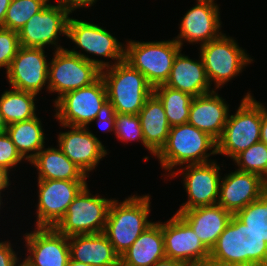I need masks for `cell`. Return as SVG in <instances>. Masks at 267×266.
<instances>
[{"mask_svg": "<svg viewBox=\"0 0 267 266\" xmlns=\"http://www.w3.org/2000/svg\"><path fill=\"white\" fill-rule=\"evenodd\" d=\"M181 52L175 57L169 77L164 84L190 94L192 97L214 91L200 55L198 59H191Z\"/></svg>", "mask_w": 267, "mask_h": 266, "instance_id": "obj_23", "label": "cell"}, {"mask_svg": "<svg viewBox=\"0 0 267 266\" xmlns=\"http://www.w3.org/2000/svg\"><path fill=\"white\" fill-rule=\"evenodd\" d=\"M33 229L23 234L27 254L22 261L28 266H66L70 259L68 237L55 227Z\"/></svg>", "mask_w": 267, "mask_h": 266, "instance_id": "obj_16", "label": "cell"}, {"mask_svg": "<svg viewBox=\"0 0 267 266\" xmlns=\"http://www.w3.org/2000/svg\"><path fill=\"white\" fill-rule=\"evenodd\" d=\"M182 47L173 38L164 41L126 40L125 61L141 72L153 86L164 84Z\"/></svg>", "mask_w": 267, "mask_h": 266, "instance_id": "obj_8", "label": "cell"}, {"mask_svg": "<svg viewBox=\"0 0 267 266\" xmlns=\"http://www.w3.org/2000/svg\"><path fill=\"white\" fill-rule=\"evenodd\" d=\"M235 216L267 242V190L258 200L245 206Z\"/></svg>", "mask_w": 267, "mask_h": 266, "instance_id": "obj_31", "label": "cell"}, {"mask_svg": "<svg viewBox=\"0 0 267 266\" xmlns=\"http://www.w3.org/2000/svg\"><path fill=\"white\" fill-rule=\"evenodd\" d=\"M47 4L45 0H11L2 28L18 32L33 15L41 11Z\"/></svg>", "mask_w": 267, "mask_h": 266, "instance_id": "obj_32", "label": "cell"}, {"mask_svg": "<svg viewBox=\"0 0 267 266\" xmlns=\"http://www.w3.org/2000/svg\"><path fill=\"white\" fill-rule=\"evenodd\" d=\"M101 78L108 101L118 114H138L153 93L146 77L125 60L101 70Z\"/></svg>", "mask_w": 267, "mask_h": 266, "instance_id": "obj_4", "label": "cell"}, {"mask_svg": "<svg viewBox=\"0 0 267 266\" xmlns=\"http://www.w3.org/2000/svg\"><path fill=\"white\" fill-rule=\"evenodd\" d=\"M162 234L167 258L185 266H208L210 251L178 214L164 223L162 221Z\"/></svg>", "mask_w": 267, "mask_h": 266, "instance_id": "obj_14", "label": "cell"}, {"mask_svg": "<svg viewBox=\"0 0 267 266\" xmlns=\"http://www.w3.org/2000/svg\"><path fill=\"white\" fill-rule=\"evenodd\" d=\"M37 96L34 93L14 88L6 89L0 95V112L7 125L36 117Z\"/></svg>", "mask_w": 267, "mask_h": 266, "instance_id": "obj_29", "label": "cell"}, {"mask_svg": "<svg viewBox=\"0 0 267 266\" xmlns=\"http://www.w3.org/2000/svg\"><path fill=\"white\" fill-rule=\"evenodd\" d=\"M215 2L216 0H196V5L183 15L179 34L173 37L182 48L184 42L202 45L224 33L221 30L220 5Z\"/></svg>", "mask_w": 267, "mask_h": 266, "instance_id": "obj_17", "label": "cell"}, {"mask_svg": "<svg viewBox=\"0 0 267 266\" xmlns=\"http://www.w3.org/2000/svg\"><path fill=\"white\" fill-rule=\"evenodd\" d=\"M35 227H55L87 181L37 179Z\"/></svg>", "mask_w": 267, "mask_h": 266, "instance_id": "obj_15", "label": "cell"}, {"mask_svg": "<svg viewBox=\"0 0 267 266\" xmlns=\"http://www.w3.org/2000/svg\"><path fill=\"white\" fill-rule=\"evenodd\" d=\"M11 241H0V266H17L22 261L14 251Z\"/></svg>", "mask_w": 267, "mask_h": 266, "instance_id": "obj_38", "label": "cell"}, {"mask_svg": "<svg viewBox=\"0 0 267 266\" xmlns=\"http://www.w3.org/2000/svg\"><path fill=\"white\" fill-rule=\"evenodd\" d=\"M212 155H217V141L187 122L170 128L166 144L155 159L168 172L163 176L169 177L178 166L213 161L209 158Z\"/></svg>", "mask_w": 267, "mask_h": 266, "instance_id": "obj_2", "label": "cell"}, {"mask_svg": "<svg viewBox=\"0 0 267 266\" xmlns=\"http://www.w3.org/2000/svg\"><path fill=\"white\" fill-rule=\"evenodd\" d=\"M67 39L72 40L77 48H80V52L77 48L68 50L70 53L79 55L90 63L95 64L101 70L111 67L118 62L125 60V45L121 43L116 36H113L111 32L101 27L94 22H87L86 20H78L73 17H69L67 26ZM83 52V53H82ZM86 52V53H84ZM88 54L94 56H101L104 59H111L114 62L108 60L103 61L99 59L91 58Z\"/></svg>", "mask_w": 267, "mask_h": 266, "instance_id": "obj_5", "label": "cell"}, {"mask_svg": "<svg viewBox=\"0 0 267 266\" xmlns=\"http://www.w3.org/2000/svg\"><path fill=\"white\" fill-rule=\"evenodd\" d=\"M36 168L37 179L86 181L88 177L57 147L42 148L29 162Z\"/></svg>", "mask_w": 267, "mask_h": 266, "instance_id": "obj_27", "label": "cell"}, {"mask_svg": "<svg viewBox=\"0 0 267 266\" xmlns=\"http://www.w3.org/2000/svg\"><path fill=\"white\" fill-rule=\"evenodd\" d=\"M9 175H10L9 171H7L3 167H0V194H2V192H5L7 188L9 189V186L11 185L10 183L11 176Z\"/></svg>", "mask_w": 267, "mask_h": 266, "instance_id": "obj_41", "label": "cell"}, {"mask_svg": "<svg viewBox=\"0 0 267 266\" xmlns=\"http://www.w3.org/2000/svg\"><path fill=\"white\" fill-rule=\"evenodd\" d=\"M65 10H67L71 15L72 12L76 11L80 8H88L92 7L94 4H96L97 0H57Z\"/></svg>", "mask_w": 267, "mask_h": 266, "instance_id": "obj_39", "label": "cell"}, {"mask_svg": "<svg viewBox=\"0 0 267 266\" xmlns=\"http://www.w3.org/2000/svg\"><path fill=\"white\" fill-rule=\"evenodd\" d=\"M8 125L4 120L2 113L0 112V134H4L7 132Z\"/></svg>", "mask_w": 267, "mask_h": 266, "instance_id": "obj_44", "label": "cell"}, {"mask_svg": "<svg viewBox=\"0 0 267 266\" xmlns=\"http://www.w3.org/2000/svg\"><path fill=\"white\" fill-rule=\"evenodd\" d=\"M7 134L25 160L24 162H30L42 148L46 147L47 138L38 115L32 119L8 125Z\"/></svg>", "mask_w": 267, "mask_h": 266, "instance_id": "obj_28", "label": "cell"}, {"mask_svg": "<svg viewBox=\"0 0 267 266\" xmlns=\"http://www.w3.org/2000/svg\"><path fill=\"white\" fill-rule=\"evenodd\" d=\"M11 3V0H0V27H3V22L6 17V12Z\"/></svg>", "mask_w": 267, "mask_h": 266, "instance_id": "obj_43", "label": "cell"}, {"mask_svg": "<svg viewBox=\"0 0 267 266\" xmlns=\"http://www.w3.org/2000/svg\"><path fill=\"white\" fill-rule=\"evenodd\" d=\"M20 47L18 32L0 27V69H9Z\"/></svg>", "mask_w": 267, "mask_h": 266, "instance_id": "obj_35", "label": "cell"}, {"mask_svg": "<svg viewBox=\"0 0 267 266\" xmlns=\"http://www.w3.org/2000/svg\"><path fill=\"white\" fill-rule=\"evenodd\" d=\"M150 200L149 194H134L123 201L114 198L111 202L103 234L119 256L154 223L148 220L151 213Z\"/></svg>", "mask_w": 267, "mask_h": 266, "instance_id": "obj_3", "label": "cell"}, {"mask_svg": "<svg viewBox=\"0 0 267 266\" xmlns=\"http://www.w3.org/2000/svg\"><path fill=\"white\" fill-rule=\"evenodd\" d=\"M97 194L92 195L87 183L76 195L65 216L55 228L67 237L103 233L109 207L114 198L108 199Z\"/></svg>", "mask_w": 267, "mask_h": 266, "instance_id": "obj_9", "label": "cell"}, {"mask_svg": "<svg viewBox=\"0 0 267 266\" xmlns=\"http://www.w3.org/2000/svg\"><path fill=\"white\" fill-rule=\"evenodd\" d=\"M22 161V162H21ZM24 159L18 153L10 136L6 133L0 134V167L11 172L18 164L23 163Z\"/></svg>", "mask_w": 267, "mask_h": 266, "instance_id": "obj_36", "label": "cell"}, {"mask_svg": "<svg viewBox=\"0 0 267 266\" xmlns=\"http://www.w3.org/2000/svg\"><path fill=\"white\" fill-rule=\"evenodd\" d=\"M267 107L261 103V131L260 141L267 146Z\"/></svg>", "mask_w": 267, "mask_h": 266, "instance_id": "obj_40", "label": "cell"}, {"mask_svg": "<svg viewBox=\"0 0 267 266\" xmlns=\"http://www.w3.org/2000/svg\"><path fill=\"white\" fill-rule=\"evenodd\" d=\"M17 266H28V265L25 264L23 261H21Z\"/></svg>", "mask_w": 267, "mask_h": 266, "instance_id": "obj_47", "label": "cell"}, {"mask_svg": "<svg viewBox=\"0 0 267 266\" xmlns=\"http://www.w3.org/2000/svg\"><path fill=\"white\" fill-rule=\"evenodd\" d=\"M232 161L237 170L257 174L267 182V146L263 142L251 145Z\"/></svg>", "mask_w": 267, "mask_h": 266, "instance_id": "obj_33", "label": "cell"}, {"mask_svg": "<svg viewBox=\"0 0 267 266\" xmlns=\"http://www.w3.org/2000/svg\"><path fill=\"white\" fill-rule=\"evenodd\" d=\"M1 195L3 196L4 194H0V210H2L1 208H3V207H1V205L3 204V202H2L3 199H2V196Z\"/></svg>", "mask_w": 267, "mask_h": 266, "instance_id": "obj_46", "label": "cell"}, {"mask_svg": "<svg viewBox=\"0 0 267 266\" xmlns=\"http://www.w3.org/2000/svg\"><path fill=\"white\" fill-rule=\"evenodd\" d=\"M70 258L93 266H120V256L103 233L68 237Z\"/></svg>", "mask_w": 267, "mask_h": 266, "instance_id": "obj_24", "label": "cell"}, {"mask_svg": "<svg viewBox=\"0 0 267 266\" xmlns=\"http://www.w3.org/2000/svg\"><path fill=\"white\" fill-rule=\"evenodd\" d=\"M153 93L162 102L169 125L176 126L188 122L193 97L190 94L166 86L157 85Z\"/></svg>", "mask_w": 267, "mask_h": 266, "instance_id": "obj_30", "label": "cell"}, {"mask_svg": "<svg viewBox=\"0 0 267 266\" xmlns=\"http://www.w3.org/2000/svg\"><path fill=\"white\" fill-rule=\"evenodd\" d=\"M221 178L217 204L235 215L267 190V182L254 173L230 171Z\"/></svg>", "mask_w": 267, "mask_h": 266, "instance_id": "obj_20", "label": "cell"}, {"mask_svg": "<svg viewBox=\"0 0 267 266\" xmlns=\"http://www.w3.org/2000/svg\"><path fill=\"white\" fill-rule=\"evenodd\" d=\"M114 135L121 142H141L145 147V139L143 136L142 127L138 114H118L115 118V132Z\"/></svg>", "mask_w": 267, "mask_h": 266, "instance_id": "obj_34", "label": "cell"}, {"mask_svg": "<svg viewBox=\"0 0 267 266\" xmlns=\"http://www.w3.org/2000/svg\"><path fill=\"white\" fill-rule=\"evenodd\" d=\"M165 257L162 222L154 221L120 256V266H151Z\"/></svg>", "mask_w": 267, "mask_h": 266, "instance_id": "obj_26", "label": "cell"}, {"mask_svg": "<svg viewBox=\"0 0 267 266\" xmlns=\"http://www.w3.org/2000/svg\"><path fill=\"white\" fill-rule=\"evenodd\" d=\"M138 117L145 139V149L154 157L166 144L171 128L163 104L154 93L146 99Z\"/></svg>", "mask_w": 267, "mask_h": 266, "instance_id": "obj_25", "label": "cell"}, {"mask_svg": "<svg viewBox=\"0 0 267 266\" xmlns=\"http://www.w3.org/2000/svg\"><path fill=\"white\" fill-rule=\"evenodd\" d=\"M236 112L229 114L217 140V155L233 160L239 153L260 141L261 102L251 92L245 93Z\"/></svg>", "mask_w": 267, "mask_h": 266, "instance_id": "obj_7", "label": "cell"}, {"mask_svg": "<svg viewBox=\"0 0 267 266\" xmlns=\"http://www.w3.org/2000/svg\"><path fill=\"white\" fill-rule=\"evenodd\" d=\"M176 214L192 228L209 251L215 246L232 217L230 212L218 204L196 207Z\"/></svg>", "mask_w": 267, "mask_h": 266, "instance_id": "obj_22", "label": "cell"}, {"mask_svg": "<svg viewBox=\"0 0 267 266\" xmlns=\"http://www.w3.org/2000/svg\"><path fill=\"white\" fill-rule=\"evenodd\" d=\"M66 266H93V265L82 263L79 261H74L73 259L70 258Z\"/></svg>", "mask_w": 267, "mask_h": 266, "instance_id": "obj_45", "label": "cell"}, {"mask_svg": "<svg viewBox=\"0 0 267 266\" xmlns=\"http://www.w3.org/2000/svg\"><path fill=\"white\" fill-rule=\"evenodd\" d=\"M229 106L217 90L193 97L188 123L217 141L228 120Z\"/></svg>", "mask_w": 267, "mask_h": 266, "instance_id": "obj_21", "label": "cell"}, {"mask_svg": "<svg viewBox=\"0 0 267 266\" xmlns=\"http://www.w3.org/2000/svg\"><path fill=\"white\" fill-rule=\"evenodd\" d=\"M70 15L59 3H48L18 31L20 45L43 49L46 47L48 49L52 45L55 47L53 48L54 51L65 49V46L58 43V39H60L59 35L67 37Z\"/></svg>", "mask_w": 267, "mask_h": 266, "instance_id": "obj_12", "label": "cell"}, {"mask_svg": "<svg viewBox=\"0 0 267 266\" xmlns=\"http://www.w3.org/2000/svg\"><path fill=\"white\" fill-rule=\"evenodd\" d=\"M107 100L105 83L100 77L87 87L61 96L53 103L56 112L54 117L59 124L66 126L89 127Z\"/></svg>", "mask_w": 267, "mask_h": 266, "instance_id": "obj_11", "label": "cell"}, {"mask_svg": "<svg viewBox=\"0 0 267 266\" xmlns=\"http://www.w3.org/2000/svg\"><path fill=\"white\" fill-rule=\"evenodd\" d=\"M59 126L70 130L57 135V146L89 178V173L95 170L99 162L108 155V149L89 130V127H73L63 124Z\"/></svg>", "mask_w": 267, "mask_h": 266, "instance_id": "obj_19", "label": "cell"}, {"mask_svg": "<svg viewBox=\"0 0 267 266\" xmlns=\"http://www.w3.org/2000/svg\"><path fill=\"white\" fill-rule=\"evenodd\" d=\"M43 48L20 47L6 71L9 88L36 95L45 87L48 92L49 59Z\"/></svg>", "mask_w": 267, "mask_h": 266, "instance_id": "obj_18", "label": "cell"}, {"mask_svg": "<svg viewBox=\"0 0 267 266\" xmlns=\"http://www.w3.org/2000/svg\"><path fill=\"white\" fill-rule=\"evenodd\" d=\"M151 266H185L183 263L171 258H163L152 264Z\"/></svg>", "mask_w": 267, "mask_h": 266, "instance_id": "obj_42", "label": "cell"}, {"mask_svg": "<svg viewBox=\"0 0 267 266\" xmlns=\"http://www.w3.org/2000/svg\"><path fill=\"white\" fill-rule=\"evenodd\" d=\"M216 160L203 164H188L177 168L169 178L182 175L187 201L176 212L201 206L215 205L219 199L222 176Z\"/></svg>", "mask_w": 267, "mask_h": 266, "instance_id": "obj_13", "label": "cell"}, {"mask_svg": "<svg viewBox=\"0 0 267 266\" xmlns=\"http://www.w3.org/2000/svg\"><path fill=\"white\" fill-rule=\"evenodd\" d=\"M117 112L110 101H106L99 110L93 122H97L99 129L105 133L115 132V118Z\"/></svg>", "mask_w": 267, "mask_h": 266, "instance_id": "obj_37", "label": "cell"}, {"mask_svg": "<svg viewBox=\"0 0 267 266\" xmlns=\"http://www.w3.org/2000/svg\"><path fill=\"white\" fill-rule=\"evenodd\" d=\"M208 266H267V242L232 215L210 251Z\"/></svg>", "mask_w": 267, "mask_h": 266, "instance_id": "obj_1", "label": "cell"}, {"mask_svg": "<svg viewBox=\"0 0 267 266\" xmlns=\"http://www.w3.org/2000/svg\"><path fill=\"white\" fill-rule=\"evenodd\" d=\"M101 77V69L79 55L70 53L67 48L53 52L48 67V92L58 96L87 87Z\"/></svg>", "mask_w": 267, "mask_h": 266, "instance_id": "obj_10", "label": "cell"}, {"mask_svg": "<svg viewBox=\"0 0 267 266\" xmlns=\"http://www.w3.org/2000/svg\"><path fill=\"white\" fill-rule=\"evenodd\" d=\"M198 53L211 86L214 84V90L222 89L229 81L240 76L245 67L254 61L247 50L226 33L200 45Z\"/></svg>", "mask_w": 267, "mask_h": 266, "instance_id": "obj_6", "label": "cell"}]
</instances>
